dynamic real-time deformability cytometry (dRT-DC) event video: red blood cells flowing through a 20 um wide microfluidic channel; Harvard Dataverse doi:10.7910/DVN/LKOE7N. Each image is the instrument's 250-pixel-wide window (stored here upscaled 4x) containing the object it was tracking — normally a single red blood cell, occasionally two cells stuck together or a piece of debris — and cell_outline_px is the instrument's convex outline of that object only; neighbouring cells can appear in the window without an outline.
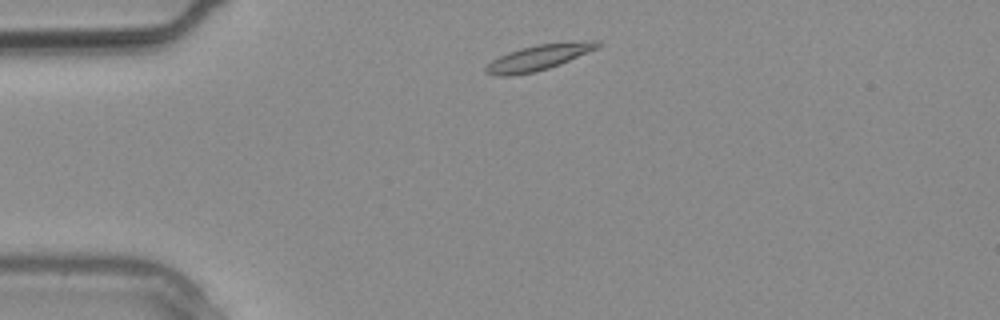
{"species": "common noctule bat (a hibernating species)", "species_latin": "Nyctalus noctula", "temperature_condition": "warm", "stored_images_in_passage": 2, "camera_frame_rate_fps": 3000, "um_per_image_px": 0.085, "animal": {"sex": "male", "body_mass_g": 20.4}, "frame": {"image": 1, "passage_image": 1, "time_ms": 0.0, "image_size_px": [1000, 320], "cell_outline_px": [[600, 44], [596, 48], [560, 64], [536, 72], [512, 76], [492, 76], [484, 72], [484, 68], [492, 60], [508, 52], [536, 44], [584, 40], [600, 40]], "centroid_in_image_um": [45.74, 4.89], "position_along_channel_um": 39.3, "area_um2": 16.7}}
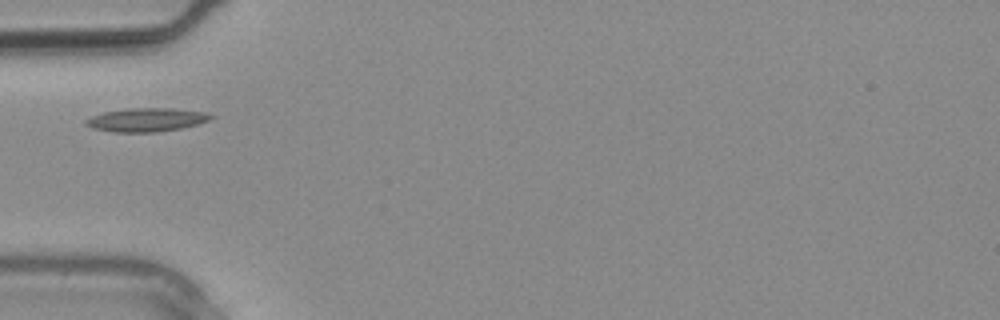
{"frame": {"image": 2, "passage_image": 2, "time_ms": 0.333, "image_size_px": [1000, 320], "cell_outline_px": [[216, 116], [208, 120], [196, 124], [180, 128], [156, 132], [112, 132], [92, 128], [84, 124], [84, 120], [92, 116], [104, 112], [128, 108], [172, 108], [208, 112]], "centroid_in_image_um": [12.44, 10.17], "position_along_channel_um": 72.6, "area_um2": 17.22}}